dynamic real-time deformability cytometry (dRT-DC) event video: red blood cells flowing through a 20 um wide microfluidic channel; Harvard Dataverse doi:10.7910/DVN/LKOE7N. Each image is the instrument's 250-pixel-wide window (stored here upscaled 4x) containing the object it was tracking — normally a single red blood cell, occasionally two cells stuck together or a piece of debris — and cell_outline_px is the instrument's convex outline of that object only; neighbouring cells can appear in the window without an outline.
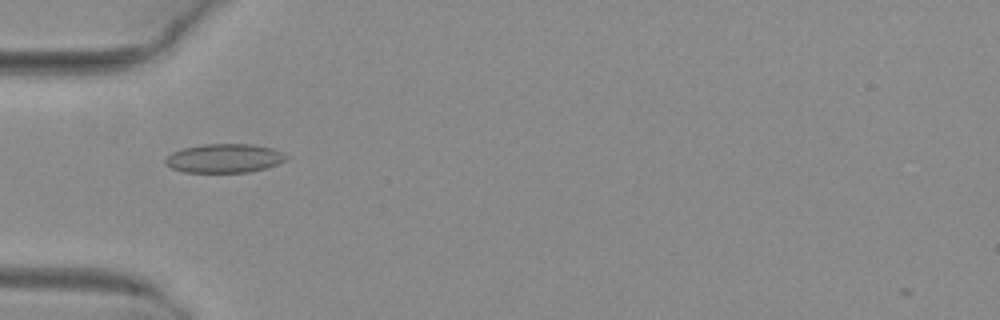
{"species": "common noctule bat (a hibernating species)", "species_latin": "Nyctalus noctula", "temperature_condition": "warm", "stored_images_in_passage": 52, "camera_frame_rate_fps": 3000, "um_per_image_px": 0.085, "animal": {"sex": "female", "body_mass_g": 29.2, "forearm_length_mm": 56.3}, "frame": {"image": 1, "passage_image": 18, "time_ms": 5.667, "image_size_px": [1000, 320], "cell_outline_px": [[288, 156], [284, 160], [276, 164], [264, 168], [248, 172], [184, 172], [172, 168], [164, 164], [164, 160], [172, 152], [184, 148], [204, 144], [252, 144], [272, 148]], "centroid_in_image_um": [19.02, 13.45], "position_along_channel_um": 66.0, "area_um2": 20.11}}
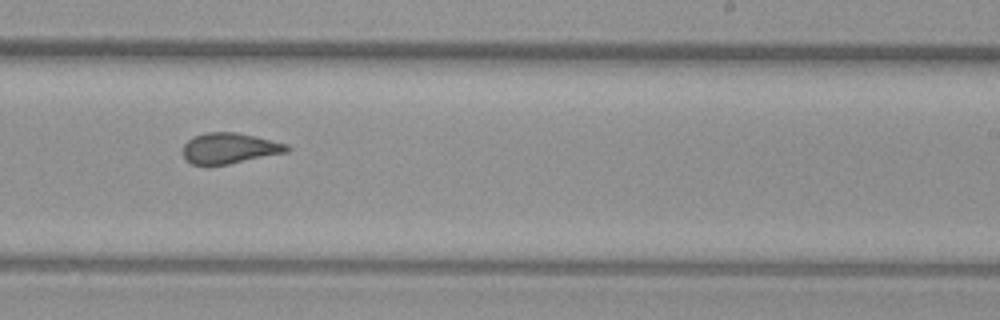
{"frame": {"image": 2, "passage_image": 33, "time_ms": 10.667, "image_size_px": [1000, 320], "cell_outline_px": [[292, 148], [288, 152], [228, 164], [192, 164], [184, 160], [184, 144], [188, 140], [204, 132], [236, 132], [288, 144]], "centroid_in_image_um": [19.53, 12.6], "position_along_channel_um": 269.5, "area_um2": 18.44}}
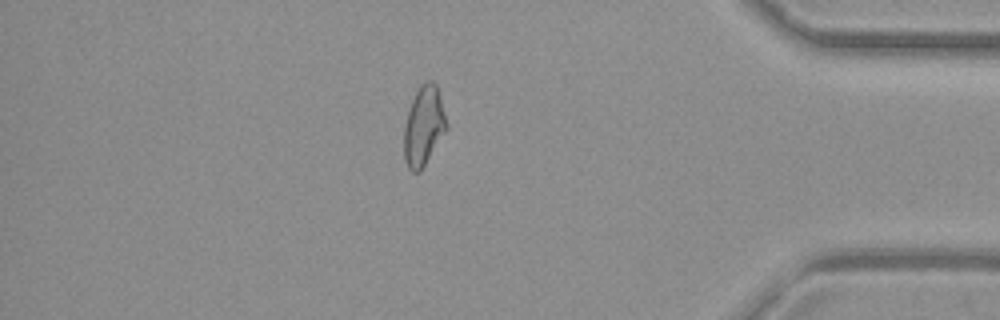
{"frame": {"image": 3, "passage_image": 45, "time_ms": 14.667, "image_size_px": [1000, 320], "cell_outline_px": [[448, 128], [420, 172], [412, 172], [408, 168], [404, 160], [404, 128], [408, 108], [420, 84], [428, 80], [432, 80], [436, 84], [440, 96]], "centroid_in_image_um": [36.0, 10.71], "position_along_channel_um": 399.2, "area_um2": 19.71}, "authors_computed_cell_mechanics": {"area_um2": 19.8254, "velocity_mm_per_s": 4.0946, "shape_relaxation_time_tau1_ms": null, "shape_relaxation_time_tau2_ms": 1.3492, "deformation_change_tau1": null, "deformation_change_tau2": 0.0802}}